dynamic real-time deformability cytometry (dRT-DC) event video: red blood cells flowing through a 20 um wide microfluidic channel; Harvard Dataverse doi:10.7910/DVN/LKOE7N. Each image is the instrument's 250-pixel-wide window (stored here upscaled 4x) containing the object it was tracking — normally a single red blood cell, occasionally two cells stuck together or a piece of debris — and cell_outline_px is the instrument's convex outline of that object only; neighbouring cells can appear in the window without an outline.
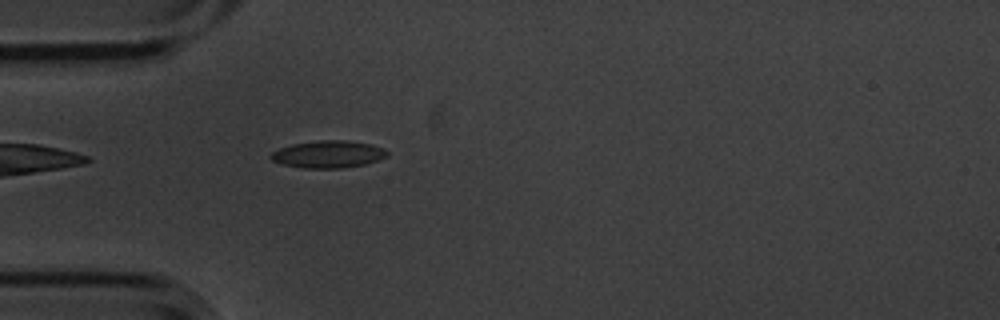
{"species": "common noctule bat (a hibernating species)", "species_latin": "Nyctalus noctula", "temperature_condition": "cold", "stored_images_in_passage": 3, "camera_frame_rate_fps": 3000, "um_per_image_px": 0.085, "animal": {"sex": "male", "body_mass_g": 20.1, "forearm_length_mm": 53.5}, "frame": {"image": 1, "passage_image": 3, "time_ms": 0.667, "image_size_px": [1000, 320], "cell_outline_px": [[388, 156], [364, 164], [340, 168], [300, 168], [284, 164], [272, 160], [268, 156], [272, 152], [280, 148], [292, 144], [320, 140], [344, 140], [372, 144], [384, 148], [388, 152]], "centroid_in_image_um": [27.89, 13.1], "position_along_channel_um": 57.1, "area_um2": 18.38}}